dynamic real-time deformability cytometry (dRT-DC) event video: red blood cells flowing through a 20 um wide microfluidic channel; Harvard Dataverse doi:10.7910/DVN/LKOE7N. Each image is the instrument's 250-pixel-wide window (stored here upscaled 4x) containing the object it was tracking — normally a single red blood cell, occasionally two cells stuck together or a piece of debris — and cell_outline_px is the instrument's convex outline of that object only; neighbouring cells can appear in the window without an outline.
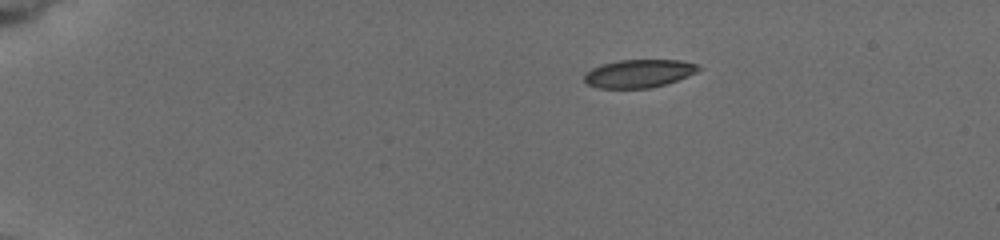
{"species": "common noctule bat (a hibernating species)", "species_latin": "Nyctalus noctula", "temperature_condition": "cold", "stored_images_in_passage": 6, "camera_frame_rate_fps": 3000, "um_per_image_px": 0.085, "animal": {"sex": "female", "body_mass_g": 19.5, "forearm_length_mm": 54.1}, "frame": {"image": 1, "passage_image": 1, "time_ms": 0.0, "image_size_px": [1000, 240], "cell_outline_px": [[704, 68], [696, 72], [676, 80], [664, 84], [648, 88], [596, 88], [588, 84], [584, 80], [584, 76], [592, 68], [600, 64], [620, 60], [680, 60], [700, 64]], "centroid_in_image_um": [54.32, 6.23], "position_along_channel_um": 30.7, "area_um2": 18.67}}
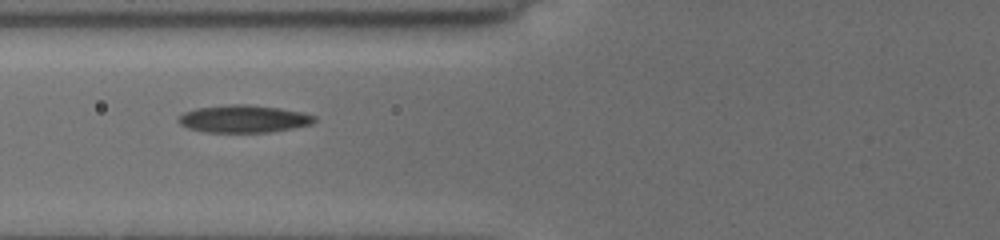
{"frame": {"image": 2, "passage_image": 5, "time_ms": 4.333, "image_size_px": [1000, 240], "cell_outline_px": [[316, 120], [312, 124], [272, 132], [204, 132], [188, 128], [180, 124], [176, 120], [184, 112], [196, 108], [228, 104], [244, 104], [280, 108], [300, 112], [316, 116]], "centroid_in_image_um": [20.69, 10.1], "position_along_channel_um": 105.1, "area_um2": 21.79}}
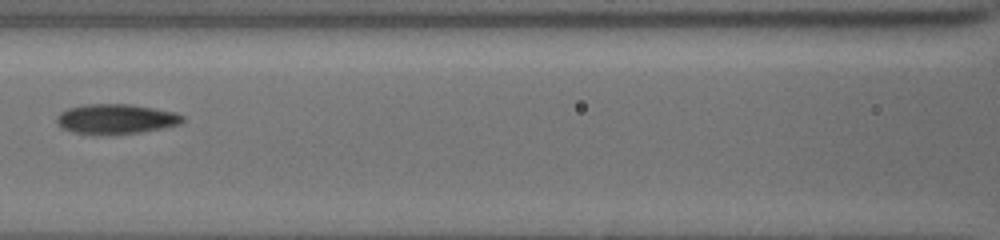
{"frame": {"image": 3, "passage_image": 6, "time_ms": 5.667, "image_size_px": [1000, 240], "cell_outline_px": [[184, 120], [180, 124], [140, 132], [76, 132], [64, 128], [56, 120], [60, 112], [68, 108], [84, 104], [132, 104], [176, 112], [184, 116]], "centroid_in_image_um": [9.92, 10.06], "position_along_channel_um": 156.7, "area_um2": 21.04}}